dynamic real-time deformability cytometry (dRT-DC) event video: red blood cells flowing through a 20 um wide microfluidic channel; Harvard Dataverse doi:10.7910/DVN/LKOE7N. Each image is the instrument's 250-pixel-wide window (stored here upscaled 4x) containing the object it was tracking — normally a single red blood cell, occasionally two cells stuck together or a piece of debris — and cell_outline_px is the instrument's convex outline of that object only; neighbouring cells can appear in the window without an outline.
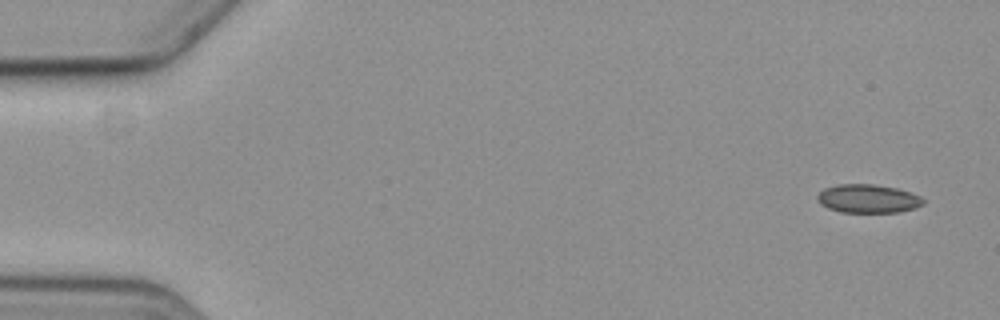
{"species": "common noctule bat (a hibernating species)", "species_latin": "Nyctalus noctula", "temperature_condition": "cold", "stored_images_in_passage": 5, "segment_of_instrument_passage": [2, 2], "camera_frame_rate_fps": 3000, "um_per_image_px": 0.085, "animal": {"sex": "female", "body_mass_g": 19.3, "forearm_length_mm": 54.1}, "frame": {"image": 1, "passage_image": 5, "time_ms": 6.333, "image_size_px": [1000, 320], "cell_outline_px": [[924, 204], [900, 212], [844, 212], [828, 208], [820, 204], [816, 196], [824, 188], [836, 184], [872, 184], [896, 188], [920, 196], [924, 200]], "centroid_in_image_um": [73.75, 16.88], "position_along_channel_um": 11.3, "area_um2": 17.46}}